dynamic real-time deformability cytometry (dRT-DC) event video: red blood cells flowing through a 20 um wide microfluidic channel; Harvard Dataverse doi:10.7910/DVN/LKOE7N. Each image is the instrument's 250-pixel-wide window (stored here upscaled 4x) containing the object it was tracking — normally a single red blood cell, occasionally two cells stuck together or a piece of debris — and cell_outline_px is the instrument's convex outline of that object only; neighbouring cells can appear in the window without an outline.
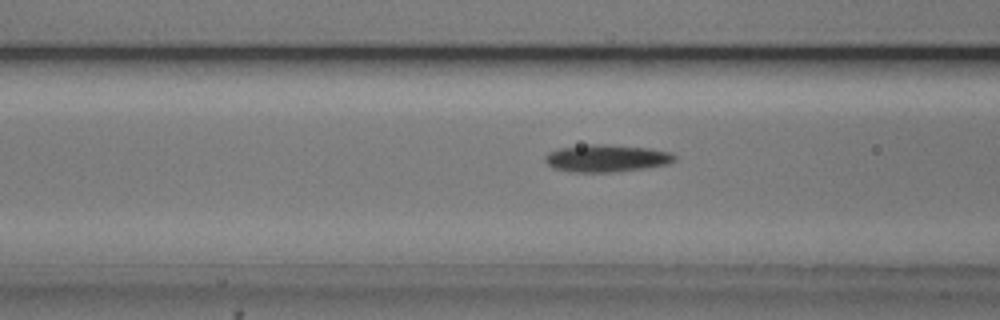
{"species": "common noctule bat (a hibernating species)", "species_latin": "Nyctalus noctula", "temperature_condition": "cold", "stored_images_in_passage": 36, "camera_frame_rate_fps": 3000, "um_per_image_px": 0.085, "animal": {"sex": "male", "body_mass_g": 20.5, "forearm_length_mm": 52.5}, "frame": {"image": 1, "passage_image": 10, "time_ms": 3.0, "image_size_px": [1000, 320], "cell_outline_px": [[676, 160], [668, 164], [644, 168], [616, 172], [572, 172], [552, 168], [544, 160], [544, 156], [548, 152], [560, 148], [588, 144], [604, 144], [648, 148], [672, 152], [676, 156]], "centroid_in_image_um": [51.55, 13.45], "position_along_channel_um": 115.1, "area_um2": 20.75}}
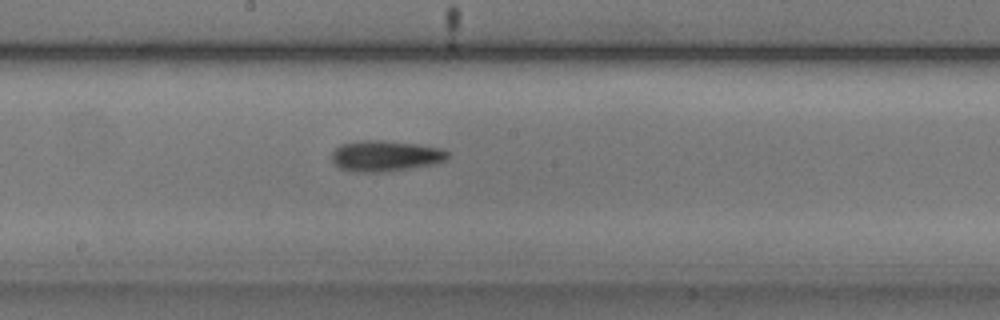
{"frame": {"image": 2, "passage_image": 18, "time_ms": 5.667, "image_size_px": [1000, 320], "cell_outline_px": [[452, 152], [448, 160], [436, 164], [384, 172], [356, 172], [340, 168], [332, 160], [332, 152], [340, 144], [364, 140], [384, 140], [420, 144], [444, 148]], "centroid_in_image_um": [32.86, 13.24], "position_along_channel_um": 215.3, "area_um2": 21.27}}
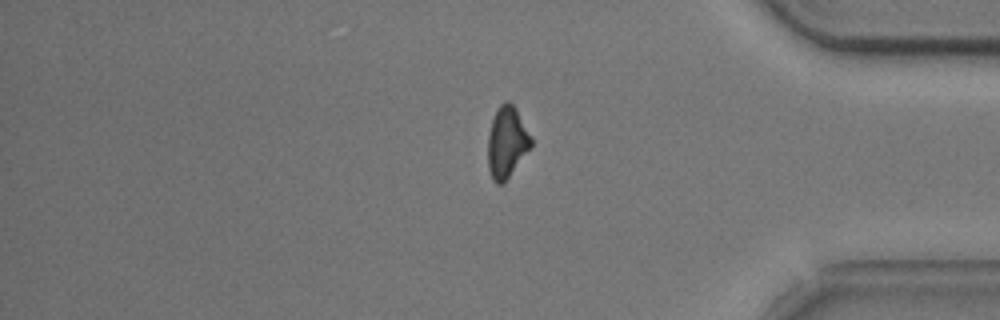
{"frame": {"image": 3, "passage_image": 34, "time_ms": 11.0, "image_size_px": [1000, 320], "cell_outline_px": [[532, 144], [508, 176], [500, 184], [496, 184], [492, 180], [488, 168], [488, 136], [492, 120], [500, 104], [504, 100], [508, 100], [516, 108], [532, 136]], "centroid_in_image_um": [43.07, 12.04], "position_along_channel_um": 392.1, "area_um2": 17.63}, "authors_computed_cell_mechanics": {"area_um2": 19.941, "velocity_mm_per_s": 3.7572, "shape_relaxation_time_tau1_ms": 2.3071, "shape_relaxation_time_tau2_ms": null, "deformation_change_tau1": 0.1134, "deformation_change_tau2": null}}